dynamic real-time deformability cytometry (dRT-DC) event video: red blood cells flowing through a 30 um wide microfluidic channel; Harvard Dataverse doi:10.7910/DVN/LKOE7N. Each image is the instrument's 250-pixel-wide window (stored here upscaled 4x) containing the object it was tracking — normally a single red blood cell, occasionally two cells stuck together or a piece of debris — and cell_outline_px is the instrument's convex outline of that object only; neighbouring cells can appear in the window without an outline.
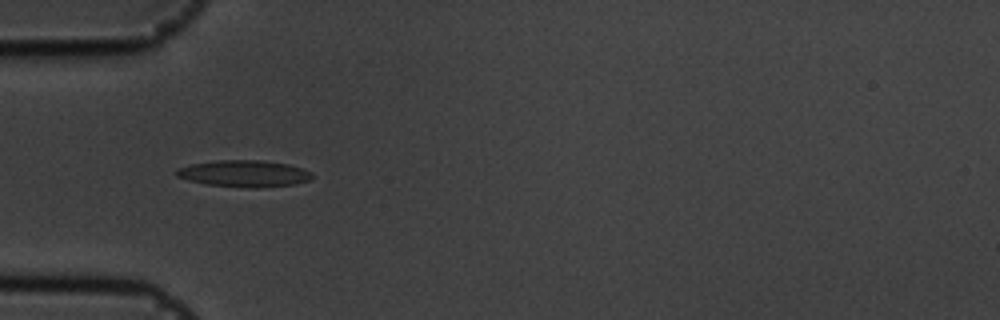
{"species": "common noctule bat (a hibernating species)", "species_latin": "Nyctalus noctula", "temperature_condition": "cold", "stored_images_in_passage": 56, "camera_frame_rate_fps": 3000, "um_per_image_px": 0.085, "animal": {"sex": "male", "body_mass_g": 19.5, "forearm_length_mm": 54.6}, "frame": {"image": 1, "passage_image": 17, "time_ms": 5.333, "image_size_px": [1000, 320], "cell_outline_px": [[312, 180], [296, 184], [256, 188], [252, 188], [204, 184], [188, 180], [176, 176], [176, 172], [180, 168], [192, 164], [220, 160], [264, 160], [288, 164], [312, 172]], "centroid_in_image_um": [20.8, 14.76], "position_along_channel_um": 64.2, "area_um2": 21.04}}
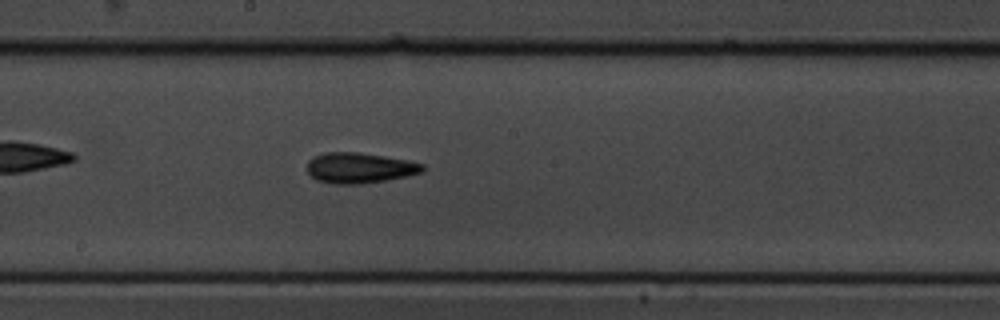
{"frame": {"image": 2, "passage_image": 30, "time_ms": 9.667, "image_size_px": [1000, 320], "cell_outline_px": [[424, 172], [408, 176], [360, 184], [336, 184], [316, 180], [308, 172], [308, 160], [312, 156], [324, 152], [356, 152], [384, 156], [408, 160], [424, 164]], "centroid_in_image_um": [30.56, 14.26], "position_along_channel_um": 217.6, "area_um2": 20.58}}
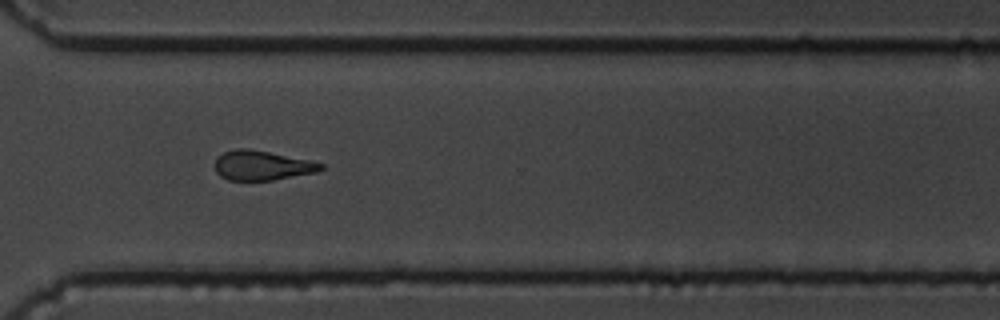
{"frame": {"image": 3, "passage_image": 41, "time_ms": 13.333, "image_size_px": [1000, 320], "cell_outline_px": [[324, 168], [316, 172], [272, 180], [228, 180], [220, 176], [216, 172], [216, 160], [224, 152], [236, 148], [248, 148], [308, 160], [324, 164]], "centroid_in_image_um": [22.26, 14.06], "position_along_channel_um": 348.3, "area_um2": 17.98}, "authors_computed_cell_mechanics": {"area_um2": 18.7561, "velocity_mm_per_s": 3.57, "shape_relaxation_time_tau1_ms": 5.6321, "shape_relaxation_time_tau2_ms": 7.4109, "deformation_change_tau1": 0.1435, "deformation_change_tau2": 0.1857}}